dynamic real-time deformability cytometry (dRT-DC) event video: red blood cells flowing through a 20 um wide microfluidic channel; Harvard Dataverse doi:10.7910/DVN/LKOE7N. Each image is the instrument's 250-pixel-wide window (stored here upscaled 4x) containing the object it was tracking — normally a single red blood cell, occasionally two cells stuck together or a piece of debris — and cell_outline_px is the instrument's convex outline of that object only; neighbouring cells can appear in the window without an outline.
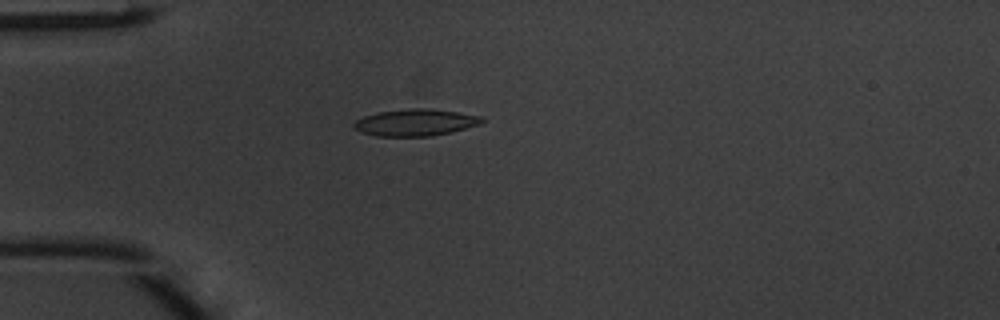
{"species": "common noctule bat (a hibernating species)", "species_latin": "Nyctalus noctula", "temperature_condition": "warm", "stored_images_in_passage": 42, "camera_frame_rate_fps": 3000, "um_per_image_px": 0.085, "animal": {"sex": "male", "body_mass_g": 20.1, "forearm_length_mm": 53.5}, "frame": {"image": 1, "passage_image": 7, "time_ms": 2.0, "image_size_px": [1000, 320], "cell_outline_px": [[484, 120], [480, 124], [432, 136], [376, 136], [360, 132], [352, 128], [352, 124], [356, 120], [364, 116], [376, 112], [408, 108], [432, 108], [484, 116]], "centroid_in_image_um": [35.27, 10.4], "position_along_channel_um": 49.7, "area_um2": 20.17}}
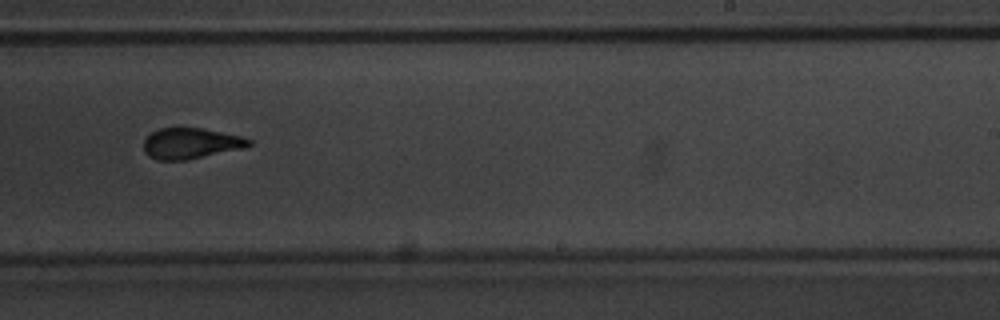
{"frame": {"image": 2, "passage_image": 24, "time_ms": 7.667, "image_size_px": [1000, 320], "cell_outline_px": [[252, 144], [244, 148], [188, 160], [156, 160], [148, 156], [144, 152], [144, 140], [152, 132], [160, 128], [204, 128], [240, 136], [252, 140]], "centroid_in_image_um": [16.21, 12.2], "position_along_channel_um": 272.8, "area_um2": 18.96}}
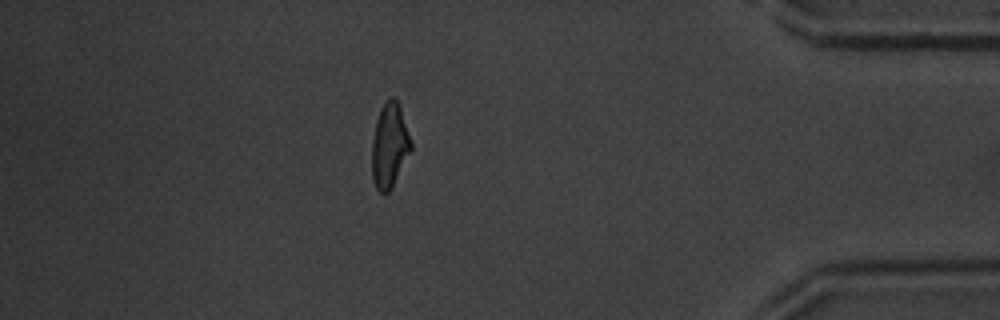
{"frame": {"image": 3, "passage_image": 36, "time_ms": 11.667, "image_size_px": [1000, 320], "cell_outline_px": [[412, 148], [392, 188], [384, 196], [376, 188], [372, 180], [372, 140], [376, 120], [380, 108], [392, 96], [400, 104], [412, 144]], "centroid_in_image_um": [33.1, 12.39], "position_along_channel_um": 402.1, "area_um2": 19.36}, "authors_computed_cell_mechanics": {"area_um2": 19.5653, "velocity_mm_per_s": 4.1754, "shape_relaxation_time_tau1_ms": 3.3788, "shape_relaxation_time_tau2_ms": 1.2287, "deformation_change_tau1": 0.1666, "deformation_change_tau2": 0.0901}}